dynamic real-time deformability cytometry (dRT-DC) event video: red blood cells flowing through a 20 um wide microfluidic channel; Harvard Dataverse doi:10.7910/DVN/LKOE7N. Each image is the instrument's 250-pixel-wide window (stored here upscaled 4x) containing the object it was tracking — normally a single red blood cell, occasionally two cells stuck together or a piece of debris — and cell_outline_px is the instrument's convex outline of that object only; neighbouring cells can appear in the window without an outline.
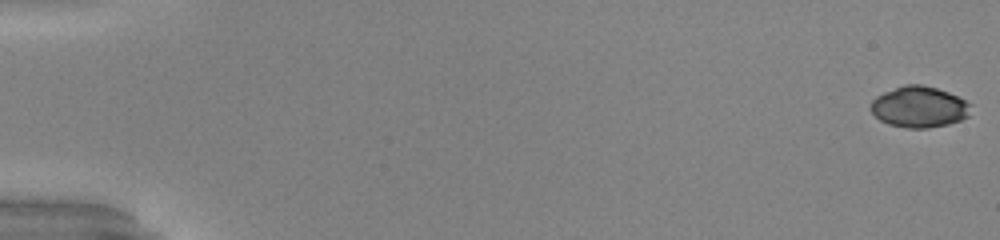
{"species": "common noctule bat (a hibernating species)", "species_latin": "Nyctalus noctula", "temperature_condition": "warm", "stored_images_in_passage": 52, "camera_frame_rate_fps": 3000, "um_per_image_px": 0.085, "animal": {"sex": "male", "body_mass_g": 20.0, "forearm_length_mm": 53.3}, "frame": {"image": 1, "passage_image": 1, "time_ms": 0.0, "image_size_px": [1000, 240], "cell_outline_px": [[972, 104], [968, 116], [960, 120], [948, 124], [928, 128], [908, 128], [888, 124], [880, 120], [868, 108], [872, 100], [876, 96], [884, 92], [904, 84], [924, 84], [948, 92]], "centroid_in_image_um": [78.11, 9.08], "position_along_channel_um": 6.9, "area_um2": 24.04}}
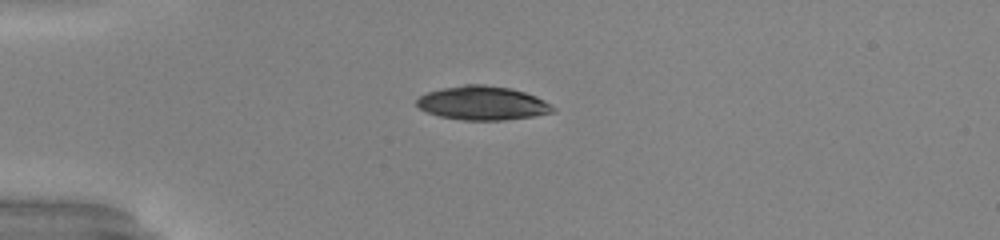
{"frame": {"image": 2, "passage_image": 15, "time_ms": 4.667, "image_size_px": [1000, 240], "cell_outline_px": [[556, 112], [536, 116], [504, 120], [464, 120], [440, 116], [428, 112], [420, 108], [416, 104], [416, 100], [420, 96], [428, 92], [440, 88], [464, 84], [484, 84], [512, 88], [536, 96], [552, 104], [556, 108]], "centroid_in_image_um": [41.07, 8.76], "position_along_channel_um": 43.9, "area_um2": 27.11}}